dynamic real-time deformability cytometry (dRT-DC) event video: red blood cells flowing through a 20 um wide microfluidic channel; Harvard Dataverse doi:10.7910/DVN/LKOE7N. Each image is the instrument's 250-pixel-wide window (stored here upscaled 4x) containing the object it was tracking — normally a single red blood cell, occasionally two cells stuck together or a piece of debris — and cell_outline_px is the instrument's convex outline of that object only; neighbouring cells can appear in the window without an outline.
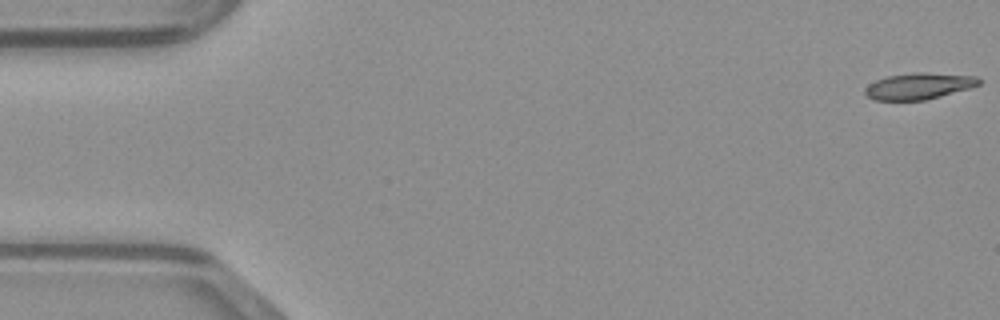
{"species": "common noctule bat (a hibernating species)", "species_latin": "Nyctalus noctula", "temperature_condition": "warm", "stored_images_in_passage": 49, "camera_frame_rate_fps": 3000, "um_per_image_px": 0.085, "animal": {"sex": "male", "body_mass_g": 23.1, "forearm_length_mm": 52.7}, "frame": {"image": 1, "passage_image": 1, "time_ms": 0.0, "image_size_px": [1000, 320], "cell_outline_px": [[980, 84], [968, 88], [940, 96], [924, 100], [872, 100], [864, 92], [864, 88], [868, 84], [876, 80], [888, 76], [916, 72], [924, 72], [976, 76], [980, 80]], "centroid_in_image_um": [78.06, 7.31], "position_along_channel_um": 6.9, "area_um2": 17.34}}
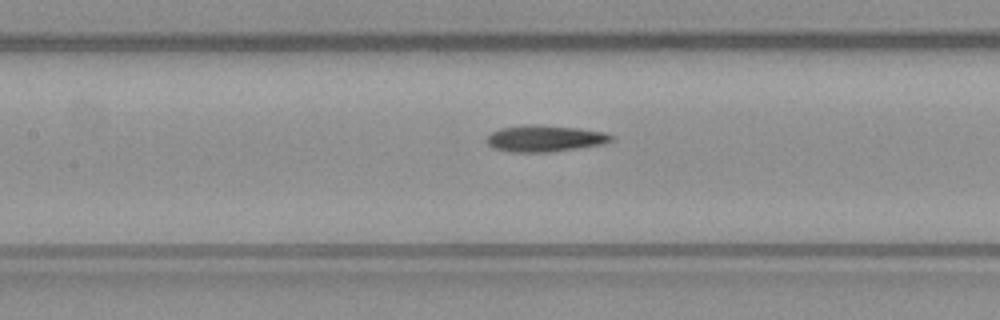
{"frame": {"image": 2, "passage_image": 22, "time_ms": 7.0, "image_size_px": [1000, 320], "cell_outline_px": [[616, 140], [604, 144], [548, 152], [512, 152], [492, 148], [484, 140], [492, 132], [500, 128], [528, 124], [536, 124], [580, 128], [604, 132], [616, 136]], "centroid_in_image_um": [46.34, 11.76], "position_along_channel_um": 161.1, "area_um2": 19.48}}
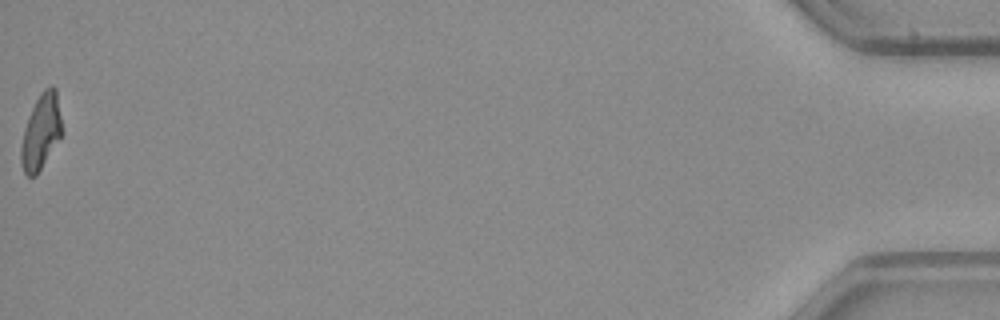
{"frame": {"image": 3, "passage_image": 49, "time_ms": 16.0, "image_size_px": [1000, 320], "cell_outline_px": [[64, 132], [36, 176], [28, 176], [24, 172], [20, 160], [20, 148], [24, 128], [28, 116], [40, 92], [44, 88], [52, 84], [56, 88]], "centroid_in_image_um": [3.5, 11.17], "position_along_channel_um": 431.7, "area_um2": 18.21}}